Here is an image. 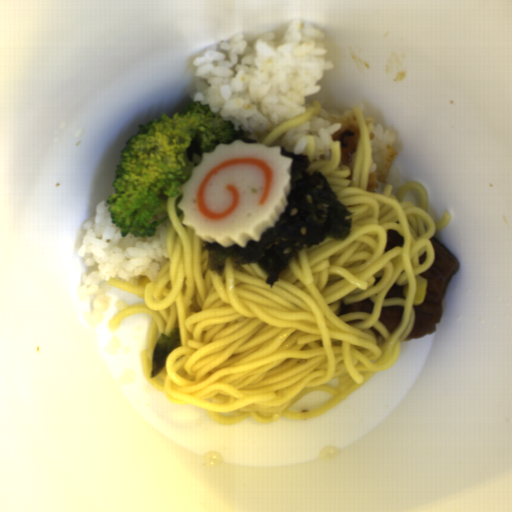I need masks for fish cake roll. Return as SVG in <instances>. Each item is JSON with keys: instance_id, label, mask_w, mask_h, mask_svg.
<instances>
[{"instance_id": "1", "label": "fish cake roll", "mask_w": 512, "mask_h": 512, "mask_svg": "<svg viewBox=\"0 0 512 512\" xmlns=\"http://www.w3.org/2000/svg\"><path fill=\"white\" fill-rule=\"evenodd\" d=\"M292 163L279 145L220 142L182 183V224L223 247L260 241L286 211Z\"/></svg>"}]
</instances>
